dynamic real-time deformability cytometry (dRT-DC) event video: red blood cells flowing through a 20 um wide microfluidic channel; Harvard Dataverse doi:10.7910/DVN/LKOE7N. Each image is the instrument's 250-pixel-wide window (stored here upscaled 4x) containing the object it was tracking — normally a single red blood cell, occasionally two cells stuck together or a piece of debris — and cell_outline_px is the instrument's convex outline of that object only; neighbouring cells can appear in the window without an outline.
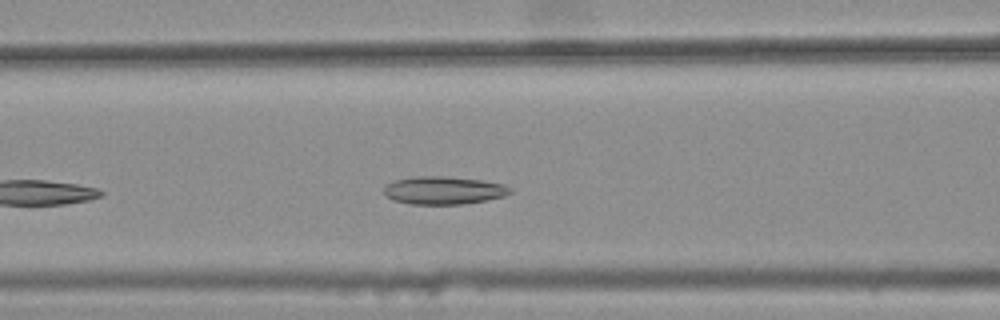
{"species": "common noctule bat (a hibernating species)", "species_latin": "Nyctalus noctula", "temperature_condition": "warm", "stored_images_in_passage": 25, "camera_frame_rate_fps": 3000, "um_per_image_px": 0.085, "animal": {"sex": "female", "body_mass_g": 25.1}, "frame": {"image": 1, "passage_image": 9, "time_ms": 2.667, "image_size_px": [1000, 320], "cell_outline_px": [[512, 192], [504, 196], [464, 204], [412, 204], [392, 200], [384, 196], [384, 188], [388, 184], [396, 180], [412, 176], [440, 176], [484, 180], [504, 184], [512, 188]], "centroid_in_image_um": [37.71, 16.18], "position_along_channel_um": 128.9, "area_um2": 20.58}}